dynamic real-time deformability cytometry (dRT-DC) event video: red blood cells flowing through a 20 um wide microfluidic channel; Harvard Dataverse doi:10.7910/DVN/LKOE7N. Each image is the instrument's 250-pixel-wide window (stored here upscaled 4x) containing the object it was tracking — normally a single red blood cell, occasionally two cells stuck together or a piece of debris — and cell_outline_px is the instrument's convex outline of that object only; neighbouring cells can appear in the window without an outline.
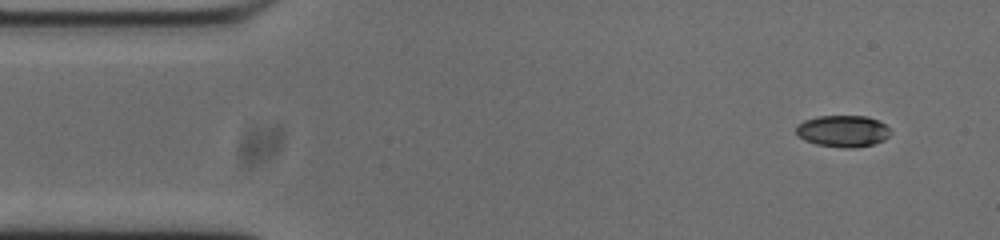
{"species": "common noctule bat (a hibernating species)", "species_latin": "Nyctalus noctula", "temperature_condition": "cold", "stored_images_in_passage": 50, "camera_frame_rate_fps": 3000, "um_per_image_px": 0.085, "animal": {"sex": "male", "body_mass_g": 20.0, "forearm_length_mm": 53.3}, "frame": {"image": 1, "passage_image": 1, "time_ms": 0.0, "image_size_px": [1000, 240], "cell_outline_px": [[892, 132], [884, 140], [872, 144], [852, 148], [848, 148], [816, 144], [804, 140], [796, 132], [796, 124], [804, 120], [816, 116], [868, 116], [884, 124]], "centroid_in_image_um": [71.63, 11.13], "position_along_channel_um": 13.4, "area_um2": 17.34}}
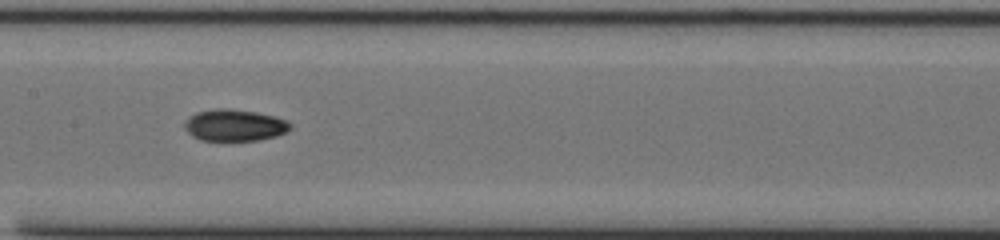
{"frame": {"image": 2, "passage_image": 22, "time_ms": 7.0, "image_size_px": [1000, 240], "cell_outline_px": [[292, 128], [288, 132], [276, 136], [256, 140], [200, 140], [192, 136], [188, 132], [184, 124], [188, 116], [196, 112], [216, 108], [228, 108], [256, 112], [276, 116], [288, 120], [292, 124]], "centroid_in_image_um": [19.97, 10.63], "position_along_channel_um": 187.4, "area_um2": 19.71}}
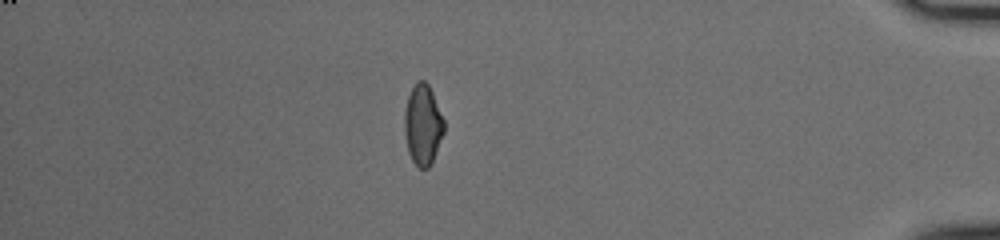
{"frame": {"image": 3, "passage_image": 43, "time_ms": 14.0, "image_size_px": [1000, 240], "cell_outline_px": [[444, 132], [432, 160], [428, 168], [420, 168], [412, 160], [408, 152], [404, 132], [404, 112], [408, 96], [416, 80], [424, 80], [428, 84], [432, 92], [444, 120]], "centroid_in_image_um": [35.92, 10.58], "position_along_channel_um": 399.3, "area_um2": 18.38}, "authors_computed_cell_mechanics": {"area_um2": 18.4093, "velocity_mm_per_s": 3.7491, "shape_relaxation_time_tau1_ms": null, "shape_relaxation_time_tau2_ms": 4.9902, "deformation_change_tau1": null, "deformation_change_tau2": 0.075}}